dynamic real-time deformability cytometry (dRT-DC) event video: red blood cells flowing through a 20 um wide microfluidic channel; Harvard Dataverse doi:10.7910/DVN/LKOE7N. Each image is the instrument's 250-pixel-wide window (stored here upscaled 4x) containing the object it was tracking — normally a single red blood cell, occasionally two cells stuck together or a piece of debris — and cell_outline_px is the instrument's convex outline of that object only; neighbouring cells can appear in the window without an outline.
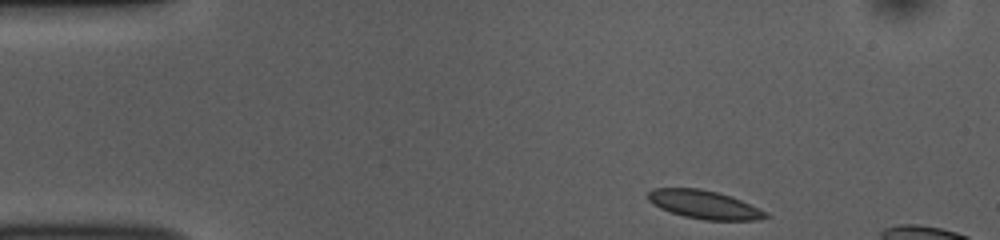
{"species": "common noctule bat (a hibernating species)", "species_latin": "Nyctalus noctula", "temperature_condition": "room temperature", "stored_images_in_passage": 46, "camera_frame_rate_fps": 3000, "um_per_image_px": 0.085, "animal": {"sex": "female", "body_mass_g": 10.0, "forearm_length_mm": 53.1}, "frame": {"image": 1, "passage_image": 1, "time_ms": 0.0, "image_size_px": [1000, 240], "cell_outline_px": [[768, 216], [760, 220], [704, 220], [684, 216], [660, 208], [652, 204], [648, 200], [648, 192], [652, 188], [700, 188], [732, 196], [768, 212]], "centroid_in_image_um": [59.86, 17.39], "position_along_channel_um": 25.1, "area_um2": 19.48}}
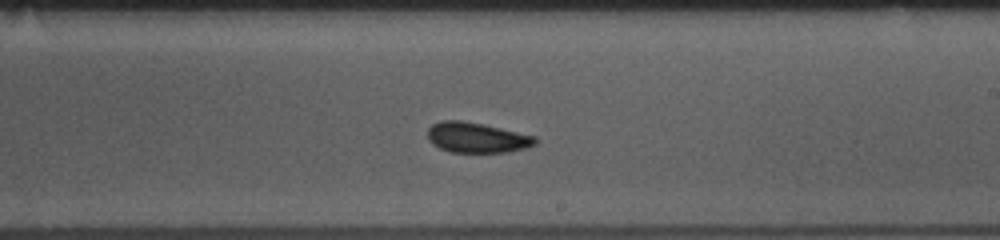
{"frame": {"image": 2, "passage_image": 24, "time_ms": 7.667, "image_size_px": [1000, 240], "cell_outline_px": [[536, 144], [524, 148], [508, 152], [452, 152], [440, 148], [432, 144], [428, 140], [428, 128], [432, 124], [440, 120], [460, 120], [500, 128], [536, 136]], "centroid_in_image_um": [40.49, 11.69], "position_along_channel_um": 248.5, "area_um2": 18.84}}
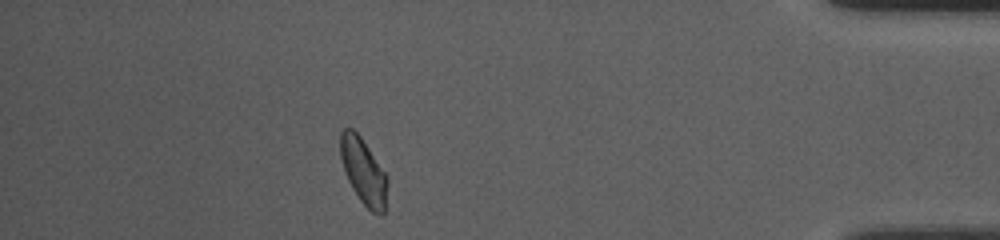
{"frame": {"image": 3, "passage_image": 40, "time_ms": 13.0, "image_size_px": [1000, 240], "cell_outline_px": [[388, 184], [384, 216], [380, 216], [372, 212], [360, 200], [352, 188], [344, 172], [340, 156], [340, 132], [344, 128], [352, 128], [360, 136], [388, 176]], "centroid_in_image_um": [30.91, 14.59], "position_along_channel_um": 404.3, "area_um2": 18.26}, "authors_computed_cell_mechanics": {"area_um2": 18.7561, "velocity_mm_per_s": 3.7785, "shape_relaxation_time_tau1_ms": 2.7145, "shape_relaxation_time_tau2_ms": 2.7378, "deformation_change_tau1": 0.0982, "deformation_change_tau2": 0.0916}}